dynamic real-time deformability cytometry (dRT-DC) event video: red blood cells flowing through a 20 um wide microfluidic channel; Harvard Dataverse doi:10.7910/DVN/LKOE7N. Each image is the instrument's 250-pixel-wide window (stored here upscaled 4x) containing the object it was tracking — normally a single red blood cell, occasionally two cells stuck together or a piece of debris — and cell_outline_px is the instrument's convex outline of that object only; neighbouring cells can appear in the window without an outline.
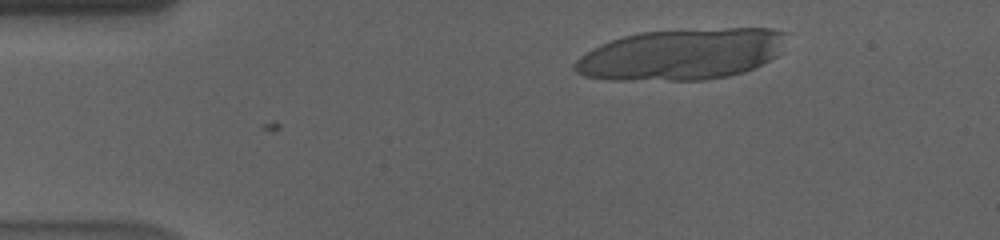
{"species": "human", "species_latin": "Homo sapiens", "temperature_condition": "cold", "stored_images_in_passage": 17, "camera_frame_rate_fps": 3000, "um_per_image_px": 0.085, "donor": {"sex": "male"}, "frame": {"image": 1, "passage_image": 6, "time_ms": 1.667, "image_size_px": [1000, 240], "cell_outline_px": [[788, 32], [776, 56], [744, 72], [728, 76], [704, 80], [608, 80], [584, 76], [576, 72], [572, 68], [572, 64], [580, 56], [592, 48], [600, 44], [624, 36], [640, 32], [724, 28], [772, 28]], "centroid_in_image_um": [57.88, 4.62], "position_along_channel_um": 27.1, "area_um2": 63.12}}